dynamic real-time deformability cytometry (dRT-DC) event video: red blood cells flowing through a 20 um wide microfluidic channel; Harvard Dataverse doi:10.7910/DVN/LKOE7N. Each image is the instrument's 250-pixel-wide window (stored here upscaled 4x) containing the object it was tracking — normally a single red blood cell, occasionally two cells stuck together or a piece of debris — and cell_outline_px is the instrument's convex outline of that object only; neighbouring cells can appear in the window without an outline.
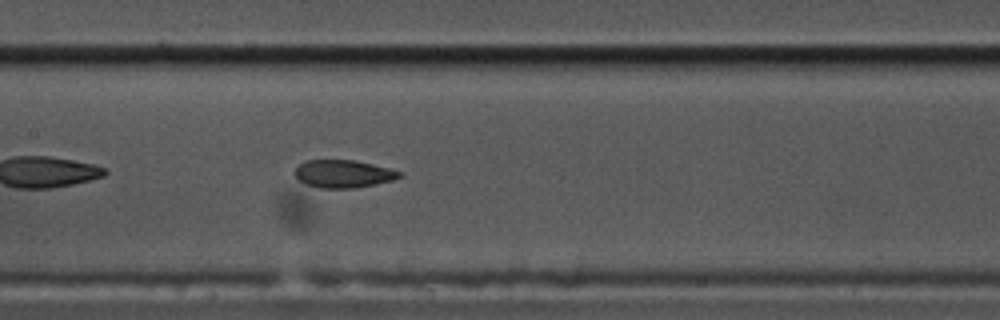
{"species": "common noctule bat (a hibernating species)", "species_latin": "Nyctalus noctula", "temperature_condition": "cold", "stored_images_in_passage": 42, "camera_frame_rate_fps": 3000, "um_per_image_px": 0.085, "animal": {"sex": "male", "body_mass_g": 17.5, "forearm_length_mm": 52.3}, "frame": {"image": 1, "passage_image": 13, "time_ms": 4.0, "image_size_px": [1000, 320], "cell_outline_px": [[404, 176], [392, 180], [356, 188], [320, 188], [304, 184], [292, 172], [300, 164], [308, 160], [356, 160], [404, 172]], "centroid_in_image_um": [29.19, 14.77], "position_along_channel_um": 178.2, "area_um2": 16.99}}